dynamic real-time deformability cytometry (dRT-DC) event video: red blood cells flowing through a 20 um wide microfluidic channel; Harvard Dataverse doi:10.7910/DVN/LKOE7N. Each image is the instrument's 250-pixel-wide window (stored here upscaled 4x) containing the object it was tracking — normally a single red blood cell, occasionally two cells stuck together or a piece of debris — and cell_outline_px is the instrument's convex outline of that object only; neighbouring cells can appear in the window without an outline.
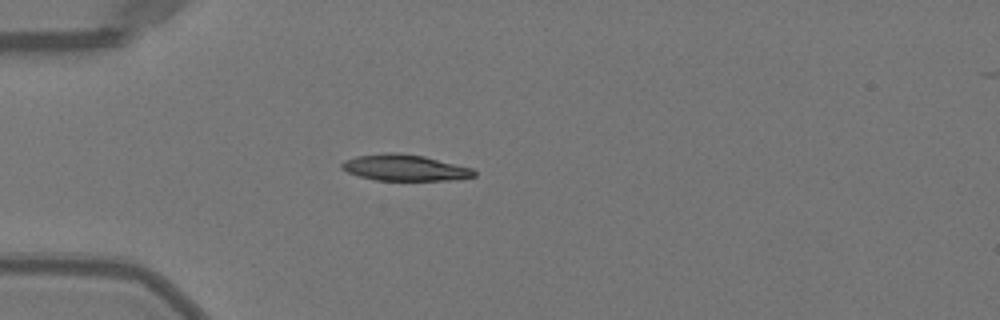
{"species": "Egyptian fruit bat (a non-hibernating species)", "species_latin": "Rousettus aegyptiacus", "temperature_condition": "warm", "stored_images_in_passage": 37, "camera_frame_rate_fps": 3000, "um_per_image_px": 0.085, "animal": {"sex": "female"}, "frame": {"image": 1, "passage_image": 1, "time_ms": 0.0, "image_size_px": [1000, 320], "cell_outline_px": [[476, 176], [460, 180], [376, 180], [360, 176], [348, 172], [340, 168], [340, 164], [344, 160], [356, 156], [384, 152], [400, 152], [424, 156], [472, 168], [476, 172]], "centroid_in_image_um": [34.41, 14.25], "position_along_channel_um": 50.6, "area_um2": 20.4}}
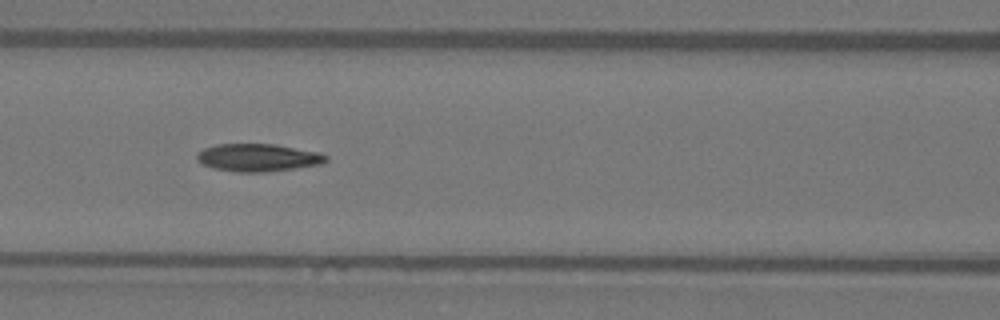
{"frame": {"image": 2, "passage_image": 9, "time_ms": 2.667, "image_size_px": [1000, 320], "cell_outline_px": [[328, 160], [320, 164], [264, 172], [236, 172], [212, 168], [196, 160], [196, 156], [204, 148], [216, 144], [276, 144], [320, 152], [328, 156]], "centroid_in_image_um": [21.93, 13.39], "position_along_channel_um": 144.7, "area_um2": 20.75}}
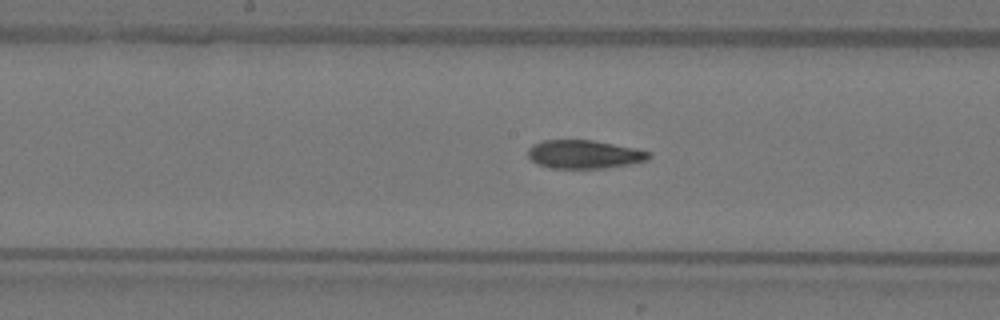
{"frame": {"image": 3, "passage_image": 13, "time_ms": 4.0, "image_size_px": [1000, 320], "cell_outline_px": [[652, 156], [648, 160], [628, 164], [604, 168], [552, 168], [536, 164], [528, 156], [528, 148], [532, 144], [544, 140], [592, 140], [636, 148], [652, 152]], "centroid_in_image_um": [49.66, 13.11], "position_along_channel_um": 198.5, "area_um2": 20.11}, "authors_computed_cell_mechanics": {"area_um2": 20.4034, "velocity_mm_per_s": 4.0423, "shape_relaxation_time_tau1_ms": 6.7918, "shape_relaxation_time_tau2_ms": 3.7074, "deformation_change_tau1": 0.2332, "deformation_change_tau2": 0.0926}}